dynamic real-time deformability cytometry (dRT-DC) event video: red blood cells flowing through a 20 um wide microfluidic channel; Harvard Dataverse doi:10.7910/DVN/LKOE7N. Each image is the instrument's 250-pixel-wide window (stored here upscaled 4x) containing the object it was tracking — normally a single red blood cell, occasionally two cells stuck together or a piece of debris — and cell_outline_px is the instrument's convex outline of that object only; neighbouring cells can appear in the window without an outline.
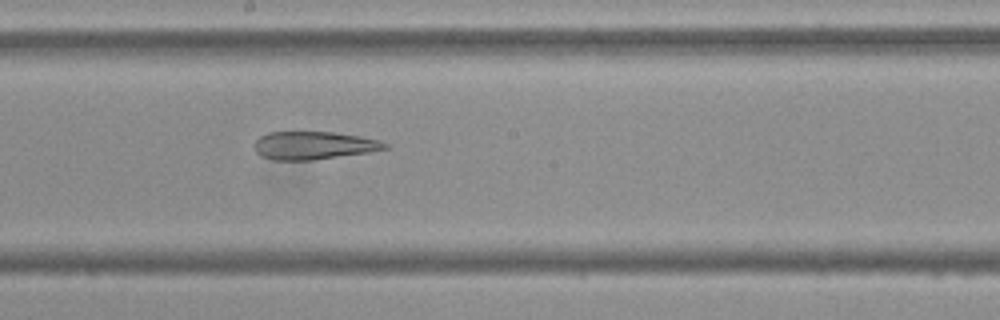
{"species": "Egyptian fruit bat (a non-hibernating species)", "species_latin": "Rousettus aegyptiacus", "temperature_condition": "cold", "stored_images_in_passage": 40, "camera_frame_rate_fps": 3000, "um_per_image_px": 0.085, "frame": {"image": 1, "passage_image": 15, "time_ms": 4.667, "image_size_px": [1000, 320], "cell_outline_px": [[388, 148], [368, 152], [312, 160], [272, 160], [260, 156], [256, 152], [256, 140], [260, 136], [268, 132], [332, 132], [360, 136], [380, 140], [388, 144]], "centroid_in_image_um": [26.66, 12.36], "position_along_channel_um": 221.5, "area_um2": 21.15}}
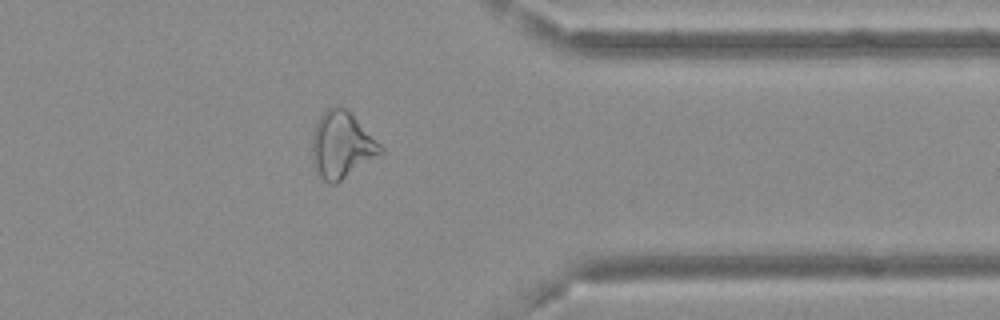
{"frame": {"image": 2, "passage_image": 29, "time_ms": 9.333, "image_size_px": [1000, 320], "cell_outline_px": [[384, 152], [380, 156], [336, 184], [328, 184], [320, 176], [312, 164], [312, 136], [316, 124], [320, 116], [328, 108], [336, 104], [344, 108], [384, 148]], "centroid_in_image_um": [29.03, 12.38], "position_along_channel_um": 382.4, "area_um2": 26.41}}
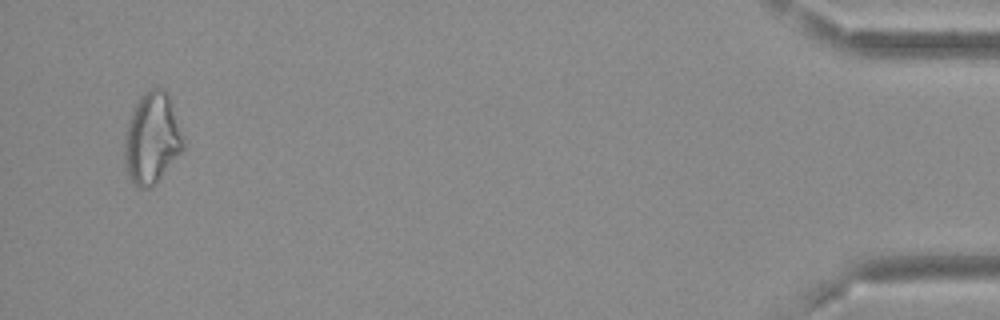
{"frame": {"image": 3, "passage_image": 38, "time_ms": 12.333, "image_size_px": [1000, 320], "cell_outline_px": [[184, 148], [156, 184], [152, 188], [140, 188], [128, 176], [124, 160], [124, 140], [128, 120], [132, 108], [140, 96], [144, 92], [152, 88], [164, 88], [168, 92], [184, 144]], "centroid_in_image_um": [12.88, 11.76], "position_along_channel_um": 422.3, "area_um2": 31.15}, "authors_computed_cell_mechanics": {"area_um2": 24.2471, "velocity_mm_per_s": 3.6862, "shape_relaxation_time_tau1_ms": null, "shape_relaxation_time_tau2_ms": 7.4738, "deformation_change_tau1": null, "deformation_change_tau2": 0.1981}}